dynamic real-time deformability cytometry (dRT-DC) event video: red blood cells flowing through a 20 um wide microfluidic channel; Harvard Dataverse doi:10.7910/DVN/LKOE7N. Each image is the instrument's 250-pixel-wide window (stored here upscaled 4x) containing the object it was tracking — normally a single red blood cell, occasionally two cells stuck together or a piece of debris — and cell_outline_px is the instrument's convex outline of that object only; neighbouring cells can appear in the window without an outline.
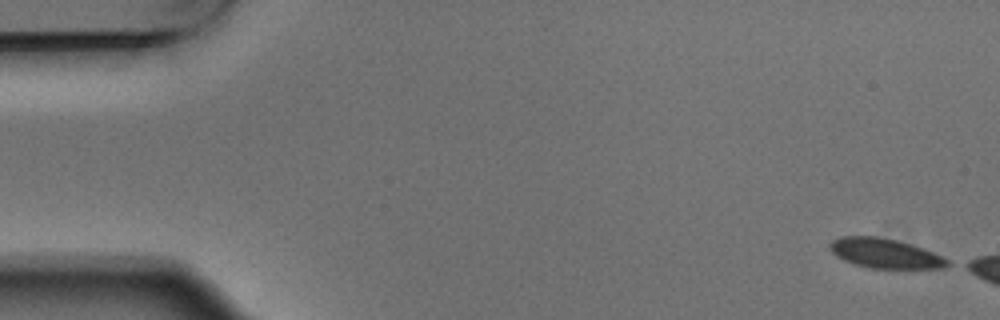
{"species": "Egyptian fruit bat (a non-hibernating species)", "species_latin": "Rousettus aegyptiacus", "temperature_condition": "warm", "stored_images_in_passage": 3, "camera_frame_rate_fps": 3000, "um_per_image_px": 0.085, "animal": {"sex": "male"}, "frame": {"image": 1, "passage_image": 1, "time_ms": 0.0, "image_size_px": [1000, 320], "cell_outline_px": [[952, 264], [944, 268], [868, 268], [852, 264], [836, 256], [832, 252], [828, 244], [832, 240], [844, 236], [876, 236], [896, 240], [912, 244], [924, 248], [948, 260]], "centroid_in_image_um": [75.21, 21.54], "position_along_channel_um": 9.8, "area_um2": 20.35}}